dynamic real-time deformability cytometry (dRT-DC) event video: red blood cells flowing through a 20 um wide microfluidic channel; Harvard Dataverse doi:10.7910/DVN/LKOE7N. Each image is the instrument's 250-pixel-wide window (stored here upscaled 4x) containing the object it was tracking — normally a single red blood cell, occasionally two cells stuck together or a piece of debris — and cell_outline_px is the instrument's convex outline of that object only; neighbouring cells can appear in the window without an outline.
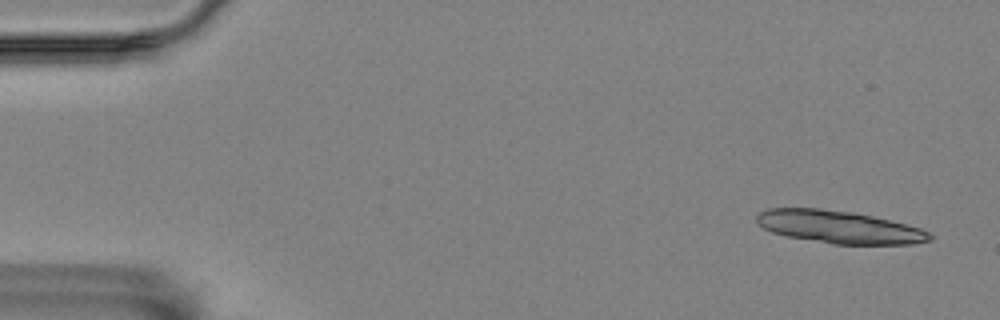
{"species": "Egyptian fruit bat (a non-hibernating species)", "species_latin": "Rousettus aegyptiacus", "temperature_condition": "room temperature", "stored_images_in_passage": 6, "camera_frame_rate_fps": 3000, "um_per_image_px": 0.085, "animal": {"sex": "female"}, "frame": {"image": 1, "passage_image": 1, "time_ms": 0.0, "image_size_px": [1000, 320], "cell_outline_px": [[932, 240], [912, 244], [832, 244], [788, 236], [772, 232], [764, 228], [756, 220], [756, 216], [760, 212], [768, 208], [820, 208], [852, 212], [872, 216], [920, 228], [928, 232], [932, 236]], "centroid_in_image_um": [71.31, 19.29], "position_along_channel_um": 13.7, "area_um2": 32.6}}